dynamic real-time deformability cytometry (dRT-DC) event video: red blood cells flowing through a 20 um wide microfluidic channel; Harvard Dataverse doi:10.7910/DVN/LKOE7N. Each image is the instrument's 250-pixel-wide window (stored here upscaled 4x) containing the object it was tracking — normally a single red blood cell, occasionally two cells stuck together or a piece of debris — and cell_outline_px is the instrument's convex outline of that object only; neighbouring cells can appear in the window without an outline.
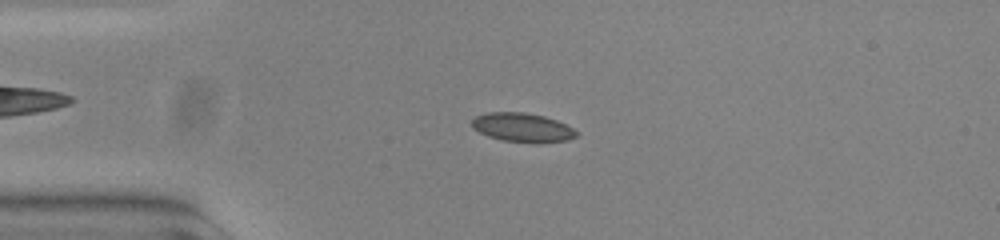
{"species": "common noctule bat (a hibernating species)", "species_latin": "Nyctalus noctula", "temperature_condition": "warm", "stored_images_in_passage": 53, "camera_frame_rate_fps": 3000, "um_per_image_px": 0.085, "animal": {"sex": "female", "body_mass_g": 23.0, "forearm_length_mm": 53.4}, "frame": {"image": 1, "passage_image": 12, "time_ms": 3.667, "image_size_px": [1000, 240], "cell_outline_px": [[572, 136], [556, 140], [512, 140], [496, 136], [484, 132], [476, 128], [476, 120], [480, 116], [536, 116], [552, 120], [568, 128], [572, 132]], "centroid_in_image_um": [44.43, 10.87], "position_along_channel_um": 40.6, "area_um2": 13.47}}
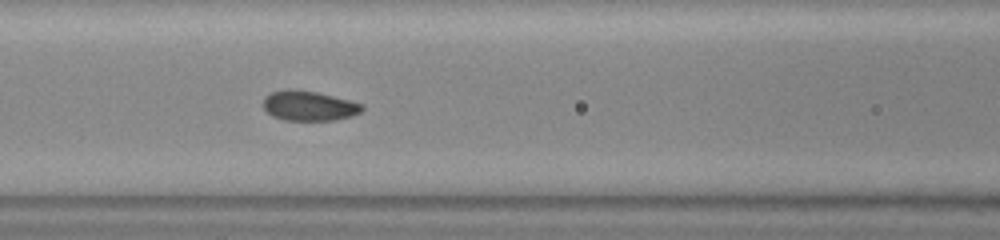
{"frame": {"image": 2, "passage_image": 22, "time_ms": 7.0, "image_size_px": [1000, 240], "cell_outline_px": [[360, 108], [356, 112], [340, 116], [308, 120], [280, 116], [272, 112], [268, 108], [268, 96], [280, 92], [308, 92], [356, 104]], "centroid_in_image_um": [26.23, 9.0], "position_along_channel_um": 140.4, "area_um2": 13.47}}
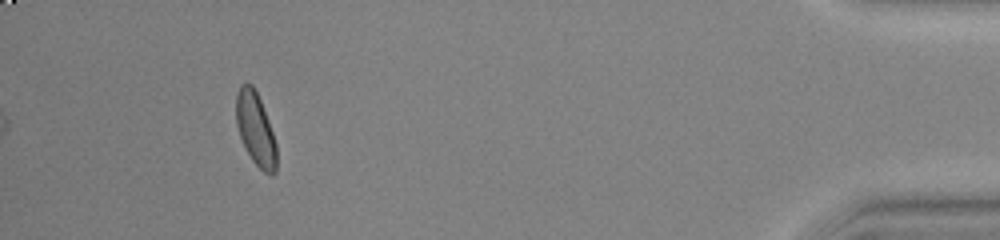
{"frame": {"image": 3, "passage_image": 49, "time_ms": 16.0, "image_size_px": [1000, 240], "cell_outline_px": [[276, 164], [272, 172], [264, 168], [252, 156], [244, 144], [240, 132], [236, 116], [236, 104], [240, 88], [244, 84], [248, 84], [256, 92], [268, 124], [276, 148]], "centroid_in_image_um": [21.7, 10.89], "position_along_channel_um": 413.5, "area_um2": 14.97}, "authors_computed_cell_mechanics": {"area_um2": 13.8142, "velocity_mm_per_s": 3.7818, "shape_relaxation_time_tau1_ms": 5.9265, "shape_relaxation_time_tau2_ms": null, "deformation_change_tau1": 0.1544, "deformation_change_tau2": null}}